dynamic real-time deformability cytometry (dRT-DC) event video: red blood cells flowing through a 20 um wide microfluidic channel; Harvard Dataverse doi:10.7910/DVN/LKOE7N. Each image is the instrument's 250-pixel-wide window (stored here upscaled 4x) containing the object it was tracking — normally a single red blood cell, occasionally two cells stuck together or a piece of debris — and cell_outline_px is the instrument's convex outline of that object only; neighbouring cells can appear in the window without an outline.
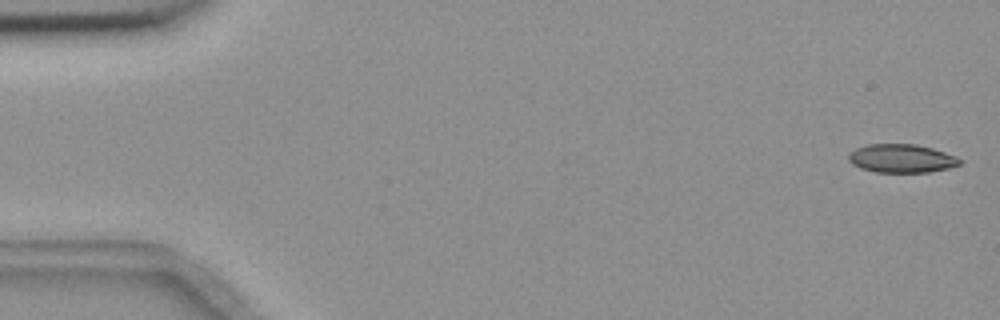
{"species": "common noctule bat (a hibernating species)", "species_latin": "Nyctalus noctula", "temperature_condition": "room temperature", "stored_images_in_passage": 5, "camera_frame_rate_fps": 3000, "um_per_image_px": 0.085, "animal": {"sex": "female", "body_mass_g": 18.4}, "frame": {"image": 1, "passage_image": 1, "time_ms": 0.0, "image_size_px": [1000, 320], "cell_outline_px": [[960, 164], [948, 168], [928, 172], [876, 172], [860, 168], [852, 164], [848, 160], [848, 152], [856, 148], [868, 144], [916, 144], [932, 148], [956, 156], [960, 160]], "centroid_in_image_um": [76.58, 13.46], "position_along_channel_um": 8.4, "area_um2": 18.44}}